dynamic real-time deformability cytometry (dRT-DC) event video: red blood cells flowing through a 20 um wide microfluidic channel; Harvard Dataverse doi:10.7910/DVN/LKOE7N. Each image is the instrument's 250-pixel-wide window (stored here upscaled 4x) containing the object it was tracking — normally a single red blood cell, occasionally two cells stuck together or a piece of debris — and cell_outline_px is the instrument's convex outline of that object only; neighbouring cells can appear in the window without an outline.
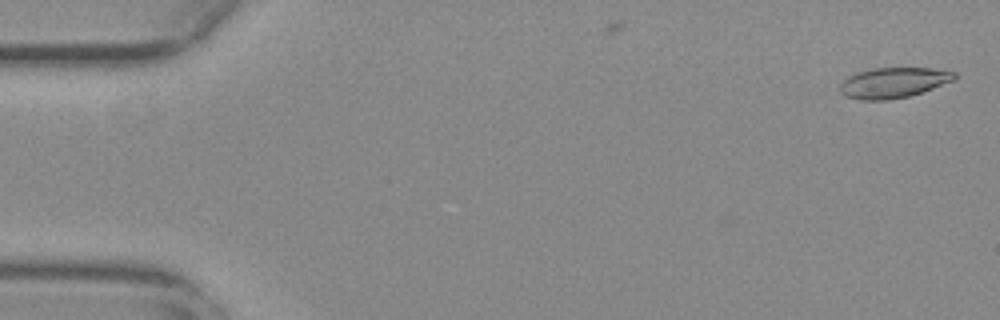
{"species": "common noctule bat (a hibernating species)", "species_latin": "Nyctalus noctula", "temperature_condition": "warm", "stored_images_in_passage": 10, "camera_frame_rate_fps": 3000, "um_per_image_px": 0.085, "animal": {"sex": "female", "body_mass_g": 29.2, "forearm_length_mm": 56.3}, "frame": {"image": 1, "passage_image": 2, "time_ms": 0.333, "image_size_px": [1000, 320], "cell_outline_px": [[956, 76], [952, 80], [932, 88], [908, 96], [888, 100], [860, 100], [844, 96], [840, 92], [840, 84], [848, 76], [856, 72], [872, 68], [932, 68], [956, 72]], "centroid_in_image_um": [75.88, 7.02], "position_along_channel_um": 9.1, "area_um2": 20.17}}